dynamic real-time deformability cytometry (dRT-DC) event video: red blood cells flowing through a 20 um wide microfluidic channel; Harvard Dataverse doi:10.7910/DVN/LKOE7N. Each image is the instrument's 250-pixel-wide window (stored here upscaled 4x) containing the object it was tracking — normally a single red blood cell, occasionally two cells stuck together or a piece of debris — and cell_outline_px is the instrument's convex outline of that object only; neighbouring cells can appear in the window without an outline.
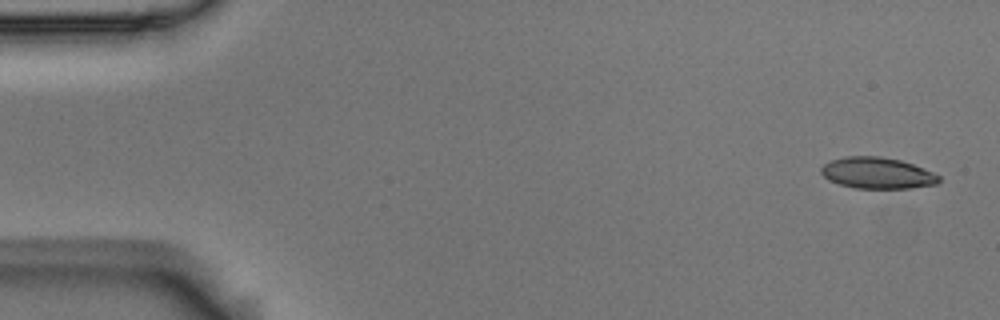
{"species": "Egyptian fruit bat (a non-hibernating species)", "species_latin": "Rousettus aegyptiacus", "temperature_condition": "room temperature", "stored_images_in_passage": 56, "camera_frame_rate_fps": 3000, "um_per_image_px": 0.085, "animal": {"sex": "male"}, "frame": {"image": 1, "passage_image": 1, "time_ms": 0.0, "image_size_px": [1000, 320], "cell_outline_px": [[940, 180], [936, 184], [912, 188], [856, 188], [840, 184], [828, 180], [820, 172], [820, 168], [828, 160], [844, 156], [880, 156], [900, 160], [912, 164], [932, 172], [940, 176]], "centroid_in_image_um": [74.53, 14.7], "position_along_channel_um": 10.5, "area_um2": 21.5}}
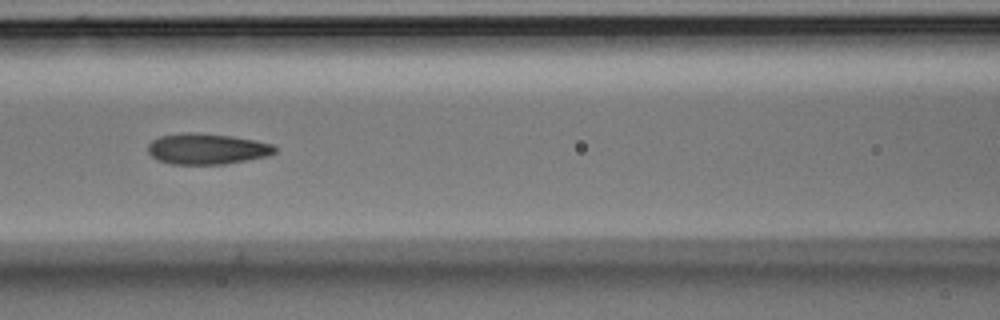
{"frame": {"image": 2, "passage_image": 23, "time_ms": 7.333, "image_size_px": [1000, 320], "cell_outline_px": [[276, 152], [268, 156], [224, 164], [172, 164], [156, 160], [148, 152], [148, 144], [152, 140], [160, 136], [188, 132], [192, 132], [232, 136], [256, 140], [272, 144], [276, 148]], "centroid_in_image_um": [17.58, 12.65], "position_along_channel_um": 149.0, "area_um2": 22.83}}
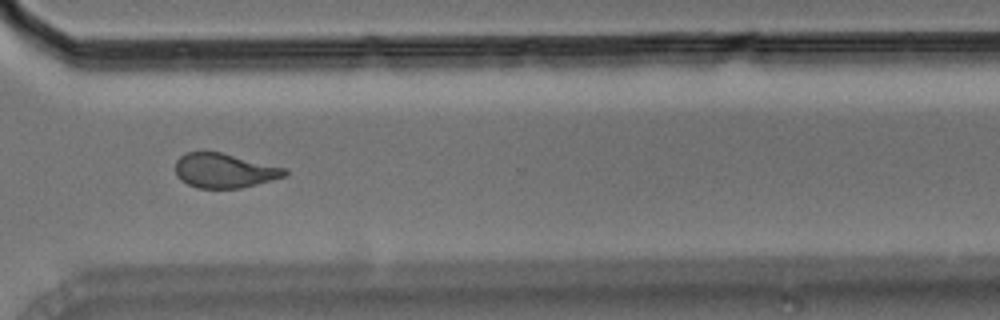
{"frame": {"image": 3, "passage_image": 40, "time_ms": 13.0, "image_size_px": [1000, 320], "cell_outline_px": [[288, 172], [284, 176], [256, 184], [240, 188], [196, 188], [180, 180], [176, 176], [176, 160], [184, 152], [220, 152], [288, 168]], "centroid_in_image_um": [19.05, 14.5], "position_along_channel_um": 351.5, "area_um2": 21.96}, "authors_computed_cell_mechanics": {"area_um2": 22.6576, "velocity_mm_per_s": 3.5827, "shape_relaxation_time_tau1_ms": 10.0088, "shape_relaxation_time_tau2_ms": 2.1398, "deformation_change_tau1": 0.2467, "deformation_change_tau2": 0.0994}}